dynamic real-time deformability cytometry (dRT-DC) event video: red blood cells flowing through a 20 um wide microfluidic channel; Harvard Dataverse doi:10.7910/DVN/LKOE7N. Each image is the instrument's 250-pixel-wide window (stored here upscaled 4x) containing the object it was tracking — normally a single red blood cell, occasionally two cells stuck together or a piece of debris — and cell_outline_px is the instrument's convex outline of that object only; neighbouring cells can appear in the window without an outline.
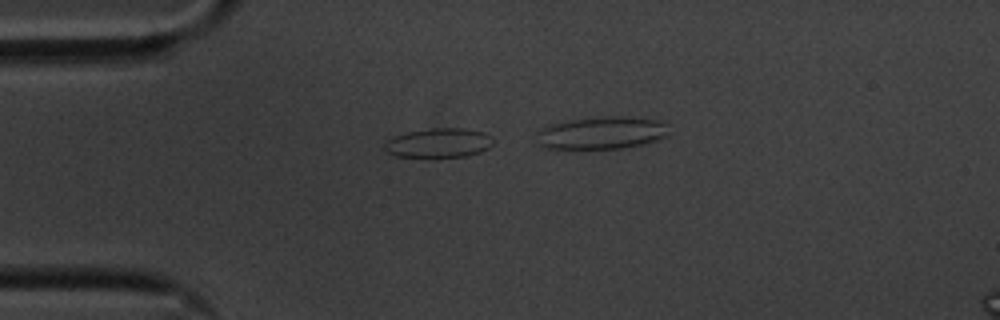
{"species": "common noctule bat (a hibernating species)", "species_latin": "Nyctalus noctula", "temperature_condition": "cold", "stored_images_in_passage": 3, "segment_of_instrument_passage": [1, 2], "camera_frame_rate_fps": 3000, "um_per_image_px": 0.085, "animal": {"sex": "male", "body_mass_g": 20.1, "forearm_length_mm": 53.5}, "frame": {"image": 1, "passage_image": 1, "time_ms": 0.0, "image_size_px": [1000, 320], "cell_outline_px": [[492, 144], [488, 148], [480, 152], [468, 156], [432, 160], [396, 156], [388, 152], [384, 148], [384, 144], [392, 136], [408, 132], [432, 128], [464, 128], [484, 132], [492, 136]], "centroid_in_image_um": [37.28, 12.2], "position_along_channel_um": 47.7, "area_um2": 19.42}}